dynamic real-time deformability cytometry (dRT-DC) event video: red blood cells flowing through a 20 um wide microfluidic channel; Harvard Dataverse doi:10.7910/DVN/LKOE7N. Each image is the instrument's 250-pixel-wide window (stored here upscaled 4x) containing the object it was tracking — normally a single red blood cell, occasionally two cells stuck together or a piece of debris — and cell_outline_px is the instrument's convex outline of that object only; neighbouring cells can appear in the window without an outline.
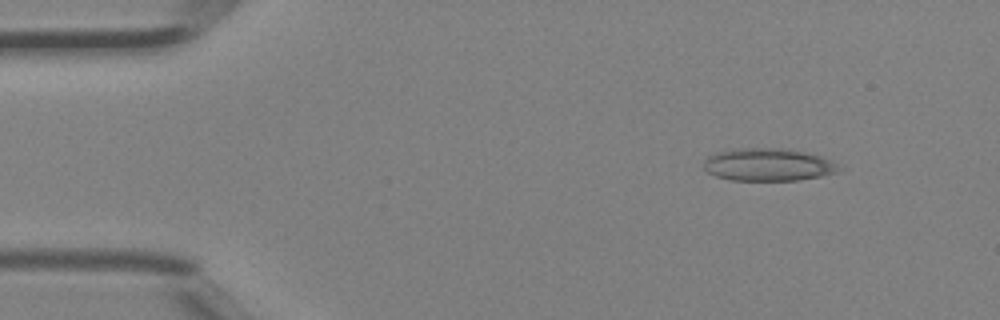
{"species": "Egyptian fruit bat (a non-hibernating species)", "species_latin": "Rousettus aegyptiacus", "temperature_condition": "room temperature", "stored_images_in_passage": 38, "camera_frame_rate_fps": 3000, "um_per_image_px": 0.085, "animal": {"sex": "female"}, "frame": {"image": 1, "passage_image": 1, "time_ms": 0.0, "image_size_px": [1000, 320], "cell_outline_px": [[844, 168], [836, 172], [820, 176], [800, 180], [728, 180], [716, 176], [708, 172], [704, 168], [704, 160], [708, 156], [716, 152], [740, 148], [780, 148], [804, 152], [820, 156], [832, 160]], "centroid_in_image_um": [65.3, 14.0], "position_along_channel_um": 19.7, "area_um2": 25.72}}
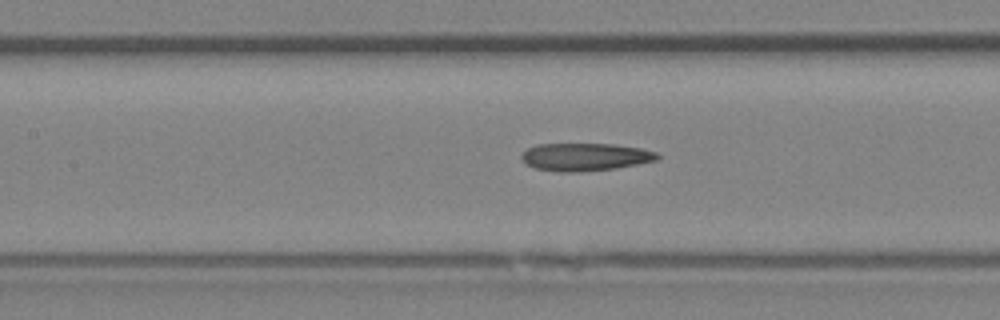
{"frame": {"image": 2, "passage_image": 15, "time_ms": 4.667, "image_size_px": [1000, 320], "cell_outline_px": [[660, 156], [656, 160], [616, 168], [580, 172], [560, 172], [536, 168], [524, 164], [520, 156], [528, 148], [536, 144], [616, 144], [640, 148], [656, 152]], "centroid_in_image_um": [49.7, 13.34], "position_along_channel_um": 157.7, "area_um2": 21.96}}
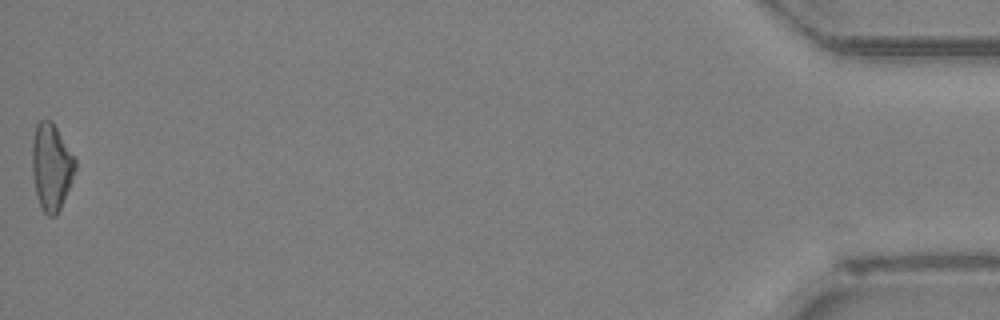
{"frame": {"image": 3, "passage_image": 38, "time_ms": 12.333, "image_size_px": [1000, 320], "cell_outline_px": [[76, 168], [72, 180], [60, 208], [56, 216], [48, 216], [44, 212], [36, 196], [32, 172], [32, 140], [36, 124], [40, 120], [52, 120], [76, 160]], "centroid_in_image_um": [4.35, 14.17], "position_along_channel_um": 430.8, "area_um2": 21.73}}